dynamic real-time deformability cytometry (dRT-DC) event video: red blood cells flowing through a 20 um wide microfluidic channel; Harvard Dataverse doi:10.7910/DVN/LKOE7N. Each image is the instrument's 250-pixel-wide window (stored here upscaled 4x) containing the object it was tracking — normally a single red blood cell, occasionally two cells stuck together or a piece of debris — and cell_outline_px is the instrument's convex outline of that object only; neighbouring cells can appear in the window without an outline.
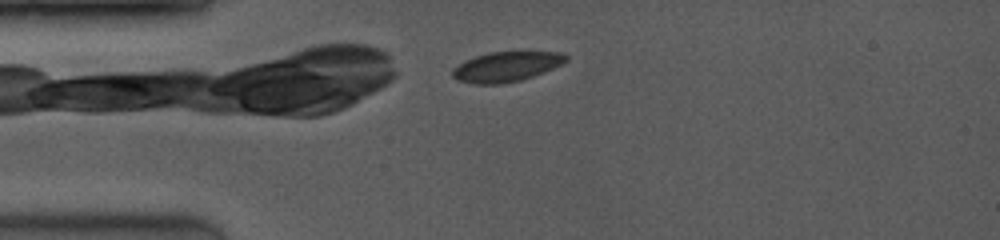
{"species": "common noctule bat (a hibernating species)", "species_latin": "Nyctalus noctula", "temperature_condition": "room temperature", "stored_images_in_passage": 45, "camera_frame_rate_fps": 4000, "um_per_image_px": 0.085, "animal": {"sex": "female", "body_mass_g": 19.0, "forearm_length_mm": 53.3}, "frame": {"image": 1, "passage_image": 2, "time_ms": 0.25, "image_size_px": [1000, 240], "cell_outline_px": [[568, 60], [544, 72], [520, 80], [500, 84], [472, 84], [456, 80], [452, 76], [452, 68], [464, 60], [488, 52], [564, 52], [568, 56]], "centroid_in_image_um": [42.99, 5.67], "position_along_channel_um": 42.0, "area_um2": 19.83}}
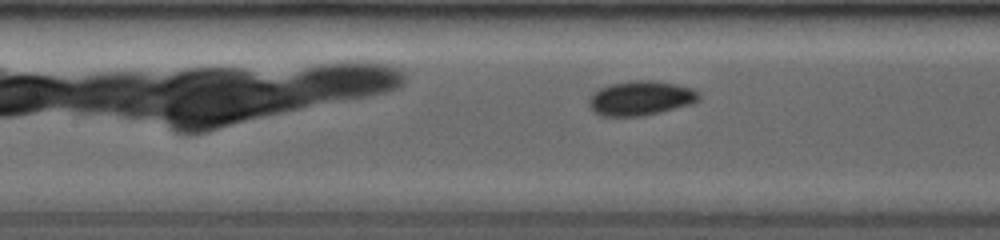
{"frame": {"image": 2, "passage_image": 15, "time_ms": 3.5, "image_size_px": [1000, 240], "cell_outline_px": [[700, 100], [692, 104], [644, 116], [600, 116], [592, 112], [588, 108], [588, 100], [600, 88], [612, 84], [672, 84], [688, 88], [696, 92], [700, 96]], "centroid_in_image_um": [54.4, 8.44], "position_along_channel_um": 153.0, "area_um2": 20.81}}
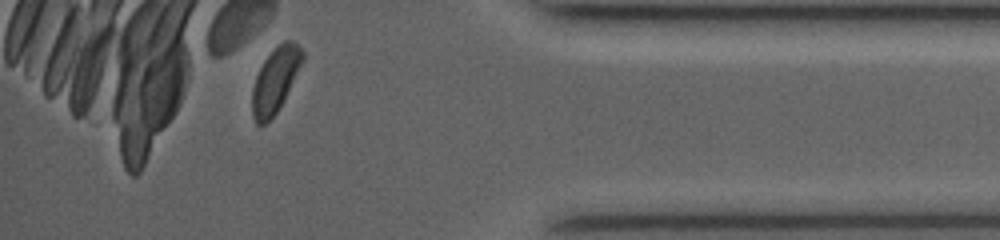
{"frame": {"image": 3, "passage_image": 42, "time_ms": 10.25, "image_size_px": [1000, 240], "cell_outline_px": [[304, 60], [276, 112], [264, 124], [256, 124], [252, 116], [252, 88], [256, 76], [264, 60], [284, 40], [292, 40], [304, 52]], "centroid_in_image_um": [23.39, 6.8], "position_along_channel_um": 411.8, "area_um2": 18.44}, "authors_computed_cell_mechanics": {"area_um2": 20.1722, "velocity_mm_per_s": 4.0913, "shape_relaxation_time_tau1_ms": 11.3692, "shape_relaxation_time_tau2_ms": 4.1416, "deformation_change_tau1": 0.2992, "deformation_change_tau2": 0.0653}}